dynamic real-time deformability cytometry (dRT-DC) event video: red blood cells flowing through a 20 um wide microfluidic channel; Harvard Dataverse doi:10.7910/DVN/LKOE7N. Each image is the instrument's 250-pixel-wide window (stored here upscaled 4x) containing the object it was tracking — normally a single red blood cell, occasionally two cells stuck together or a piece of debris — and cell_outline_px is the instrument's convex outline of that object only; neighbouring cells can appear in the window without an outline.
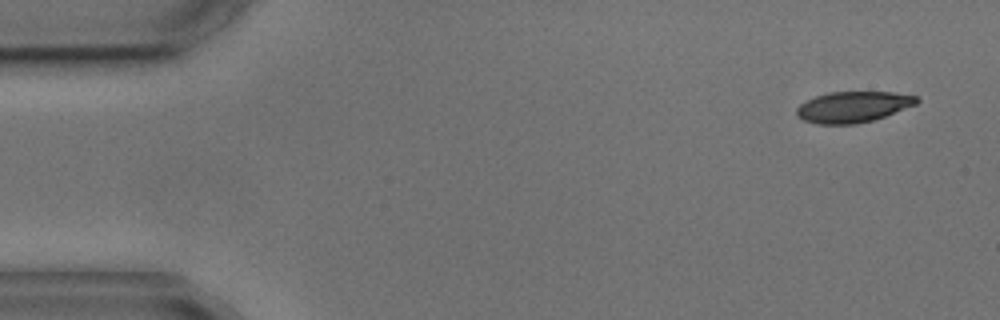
{"species": "common noctule bat (a hibernating species)", "species_latin": "Nyctalus noctula", "temperature_condition": "cold", "stored_images_in_passage": 5, "camera_frame_rate_fps": 3000, "um_per_image_px": 0.085, "animal": {"sex": "male", "body_mass_g": 17.9, "forearm_length_mm": 54.2}, "frame": {"image": 1, "passage_image": 1, "time_ms": 0.0, "image_size_px": [1000, 320], "cell_outline_px": [[920, 100], [916, 104], [884, 116], [872, 120], [856, 124], [816, 124], [804, 120], [796, 116], [796, 108], [800, 104], [816, 96], [828, 92], [892, 92], [916, 96]], "centroid_in_image_um": [72.48, 9.09], "position_along_channel_um": 12.5, "area_um2": 21.5}}
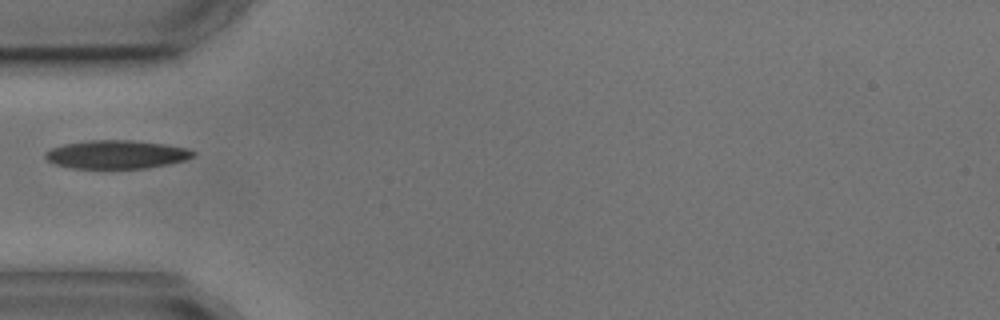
{"frame": {"image": 2, "passage_image": 4, "time_ms": 4.667, "image_size_px": [1000, 320], "cell_outline_px": [[196, 156], [184, 160], [168, 164], [148, 168], [72, 168], [56, 164], [48, 160], [44, 156], [44, 152], [52, 148], [64, 144], [88, 140], [132, 140], [164, 144], [188, 148], [196, 152]], "centroid_in_image_um": [9.92, 13.12], "position_along_channel_um": 75.1, "area_um2": 24.51}}